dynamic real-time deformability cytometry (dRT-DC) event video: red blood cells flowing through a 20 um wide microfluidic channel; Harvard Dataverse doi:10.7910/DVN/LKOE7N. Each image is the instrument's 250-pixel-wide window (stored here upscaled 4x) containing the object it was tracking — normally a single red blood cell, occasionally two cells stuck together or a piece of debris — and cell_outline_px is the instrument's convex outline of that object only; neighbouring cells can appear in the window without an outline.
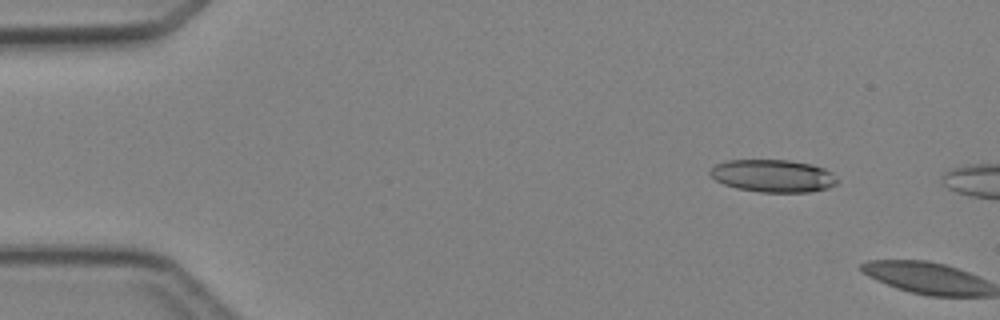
{"species": "Egyptian fruit bat (a non-hibernating species)", "species_latin": "Rousettus aegyptiacus", "temperature_condition": "cold", "stored_images_in_passage": 3, "camera_frame_rate_fps": 3000, "um_per_image_px": 0.085, "animal": {"sex": "female"}, "frame": {"image": 1, "passage_image": 2, "time_ms": 1.333, "image_size_px": [1000, 320], "cell_outline_px": [[840, 180], [836, 184], [828, 188], [808, 192], [760, 192], [736, 188], [724, 184], [716, 180], [708, 172], [716, 164], [728, 160], [788, 160], [812, 164], [824, 168], [832, 172]], "centroid_in_image_um": [65.74, 14.95], "position_along_channel_um": 19.3, "area_um2": 24.22}}